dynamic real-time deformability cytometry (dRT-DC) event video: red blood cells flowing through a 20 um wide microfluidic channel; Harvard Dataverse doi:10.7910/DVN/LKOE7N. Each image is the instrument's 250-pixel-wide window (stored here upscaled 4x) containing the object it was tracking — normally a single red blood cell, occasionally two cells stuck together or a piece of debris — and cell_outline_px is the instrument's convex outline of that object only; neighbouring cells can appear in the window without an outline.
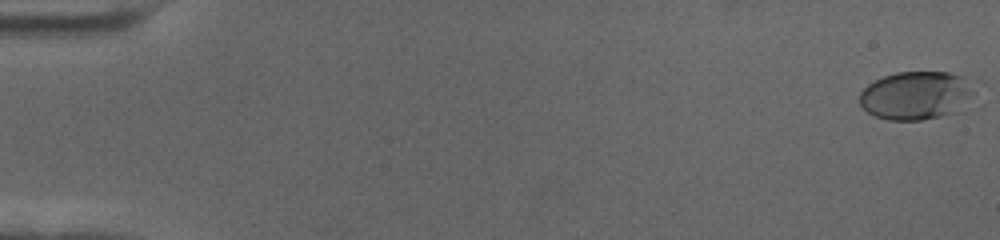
{"species": "human", "species_latin": "Homo sapiens", "temperature_condition": "cold", "stored_images_in_passage": 59, "camera_frame_rate_fps": 3000, "um_per_image_px": 0.085, "donor": {"sex": "female"}, "frame": {"image": 1, "passage_image": 1, "time_ms": 0.0, "image_size_px": [1000, 240], "cell_outline_px": [[976, 96], [956, 112], [940, 116], [920, 120], [888, 120], [876, 116], [868, 112], [860, 104], [860, 92], [868, 84], [884, 76], [896, 72], [948, 72], [964, 76], [976, 92]], "centroid_in_image_um": [77.9, 8.11], "position_along_channel_um": 7.1, "area_um2": 32.43}}
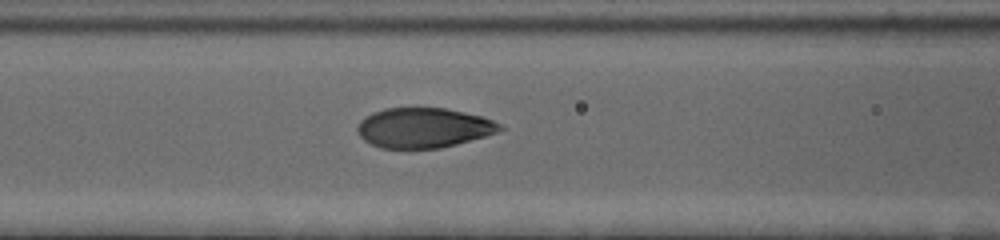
{"frame": {"image": 2, "passage_image": 26, "time_ms": 8.333, "image_size_px": [1000, 240], "cell_outline_px": [[504, 128], [496, 132], [484, 136], [456, 144], [440, 148], [380, 148], [364, 140], [360, 136], [356, 128], [360, 120], [372, 112], [384, 108], [444, 108], [464, 112], [480, 116], [492, 120], [500, 124]], "centroid_in_image_um": [35.96, 10.86], "position_along_channel_um": 130.6, "area_um2": 32.95}}
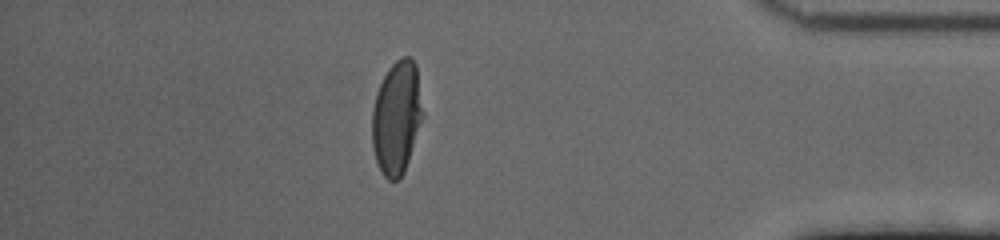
{"frame": {"image": 3, "passage_image": 52, "time_ms": 17.0, "image_size_px": [1000, 240], "cell_outline_px": [[424, 116], [404, 172], [396, 180], [388, 180], [384, 176], [376, 160], [372, 144], [372, 112], [376, 92], [388, 68], [400, 56], [412, 56], [416, 64], [424, 112]], "centroid_in_image_um": [33.73, 9.94], "position_along_channel_um": 401.5, "area_um2": 33.7}, "authors_computed_cell_mechanics": {"area_um2": 33.524, "velocity_mm_per_s": 3.5123, "shape_relaxation_time_tau1_ms": 4.1145, "shape_relaxation_time_tau2_ms": null, "deformation_change_tau1": 0.1665, "deformation_change_tau2": null}}